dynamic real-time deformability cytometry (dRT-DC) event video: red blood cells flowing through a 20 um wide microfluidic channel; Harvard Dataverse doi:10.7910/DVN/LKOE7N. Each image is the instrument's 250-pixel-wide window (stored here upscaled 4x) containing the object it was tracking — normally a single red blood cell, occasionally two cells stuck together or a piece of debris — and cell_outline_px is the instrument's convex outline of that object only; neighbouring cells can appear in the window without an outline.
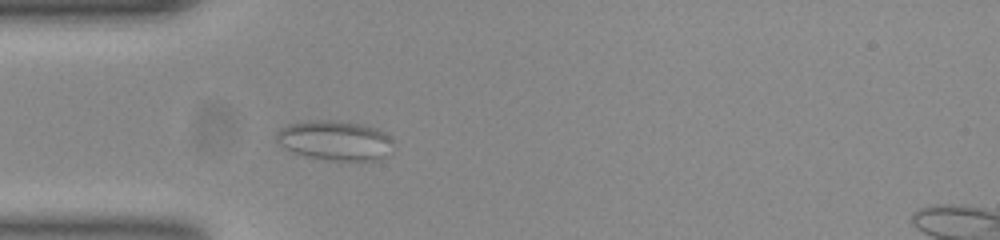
{"species": "common noctule bat (a hibernating species)", "species_latin": "Nyctalus noctula", "temperature_condition": "room temperature", "stored_images_in_passage": 50, "camera_frame_rate_fps": 3000, "um_per_image_px": 0.085, "animal": {"sex": "female", "body_mass_g": 23.0, "forearm_length_mm": 53.4}, "frame": {"image": 1, "passage_image": 11, "time_ms": 3.333, "image_size_px": [1000, 240], "cell_outline_px": [[396, 144], [392, 156], [376, 160], [324, 160], [292, 152], [280, 144], [276, 140], [276, 132], [280, 128], [288, 124], [312, 120], [332, 120], [360, 124], [376, 128], [384, 132]], "centroid_in_image_um": [28.54, 11.95], "position_along_channel_um": 56.5, "area_um2": 27.46}}
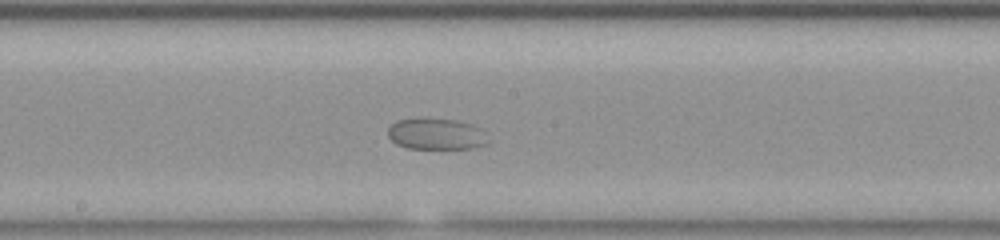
{"frame": {"image": 2, "passage_image": 24, "time_ms": 7.667, "image_size_px": [1000, 240], "cell_outline_px": [[492, 140], [488, 144], [472, 148], [408, 148], [396, 144], [388, 136], [388, 128], [396, 120], [456, 120], [472, 124], [480, 128]], "centroid_in_image_um": [37.15, 11.42], "position_along_channel_um": 211.1, "area_um2": 17.98}}
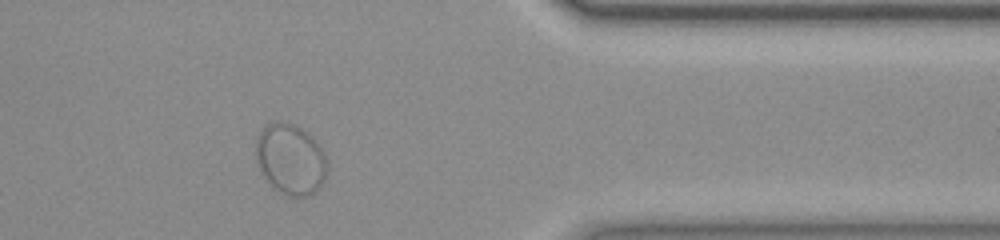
{"frame": {"image": 3, "passage_image": 40, "time_ms": 13.0, "image_size_px": [1000, 240], "cell_outline_px": [[328, 168], [324, 184], [316, 192], [308, 196], [288, 196], [280, 192], [264, 176], [256, 160], [256, 136], [260, 128], [276, 120], [280, 120], [292, 124], [300, 128], [312, 136], [316, 140], [324, 152], [328, 160]], "centroid_in_image_um": [24.73, 13.52], "position_along_channel_um": 386.7, "area_um2": 29.82}}